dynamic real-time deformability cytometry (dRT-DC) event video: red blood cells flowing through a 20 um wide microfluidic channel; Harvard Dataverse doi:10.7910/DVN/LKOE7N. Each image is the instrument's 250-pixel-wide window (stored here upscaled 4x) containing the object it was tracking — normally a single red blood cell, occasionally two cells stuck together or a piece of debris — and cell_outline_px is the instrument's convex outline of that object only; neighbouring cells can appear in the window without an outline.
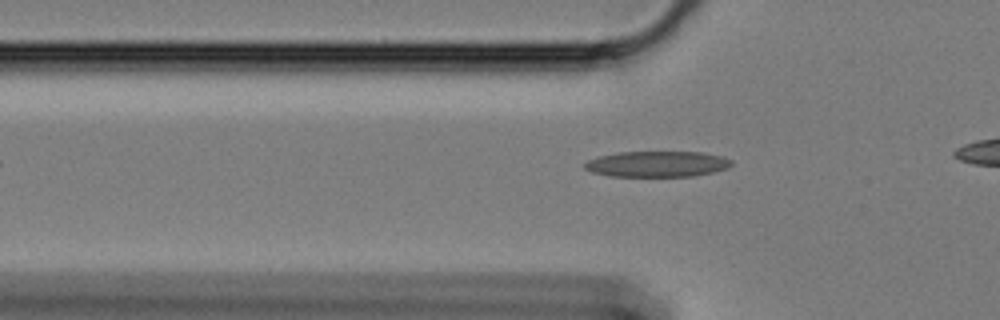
{"species": "Egyptian fruit bat (a non-hibernating species)", "species_latin": "Rousettus aegyptiacus", "temperature_condition": "cold", "stored_images_in_passage": 31, "camera_frame_rate_fps": 3000, "um_per_image_px": 0.085, "animal": {"sex": "female"}, "frame": {"image": 1, "passage_image": 2, "time_ms": 0.333, "image_size_px": [1000, 320], "cell_outline_px": [[732, 164], [728, 168], [696, 176], [612, 176], [592, 172], [584, 168], [584, 164], [588, 160], [600, 156], [616, 152], [704, 152], [724, 156], [732, 160]], "centroid_in_image_um": [55.9, 13.93], "position_along_channel_um": 69.9, "area_um2": 22.14}}
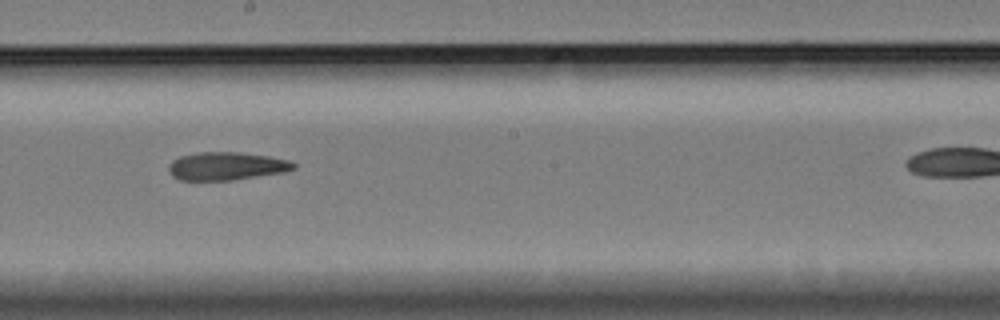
{"frame": {"image": 2, "passage_image": 16, "time_ms": 5.0, "image_size_px": [1000, 320], "cell_outline_px": [[296, 168], [284, 172], [232, 180], [180, 180], [172, 176], [168, 172], [168, 164], [172, 160], [180, 156], [196, 152], [240, 152], [268, 156], [288, 160], [296, 164]], "centroid_in_image_um": [19.21, 14.11], "position_along_channel_um": 229.0, "area_um2": 20.52}}
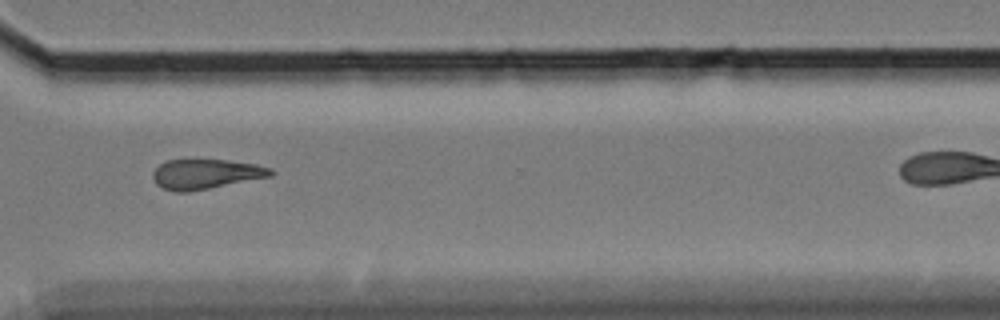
{"frame": {"image": 3, "passage_image": 27, "time_ms": 8.667, "image_size_px": [1000, 320], "cell_outline_px": [[276, 172], [272, 176], [188, 192], [176, 192], [164, 188], [156, 184], [152, 176], [152, 172], [160, 164], [168, 160], [228, 160], [256, 164], [272, 168]], "centroid_in_image_um": [17.52, 14.79], "position_along_channel_um": 353.1, "area_um2": 20.46}}